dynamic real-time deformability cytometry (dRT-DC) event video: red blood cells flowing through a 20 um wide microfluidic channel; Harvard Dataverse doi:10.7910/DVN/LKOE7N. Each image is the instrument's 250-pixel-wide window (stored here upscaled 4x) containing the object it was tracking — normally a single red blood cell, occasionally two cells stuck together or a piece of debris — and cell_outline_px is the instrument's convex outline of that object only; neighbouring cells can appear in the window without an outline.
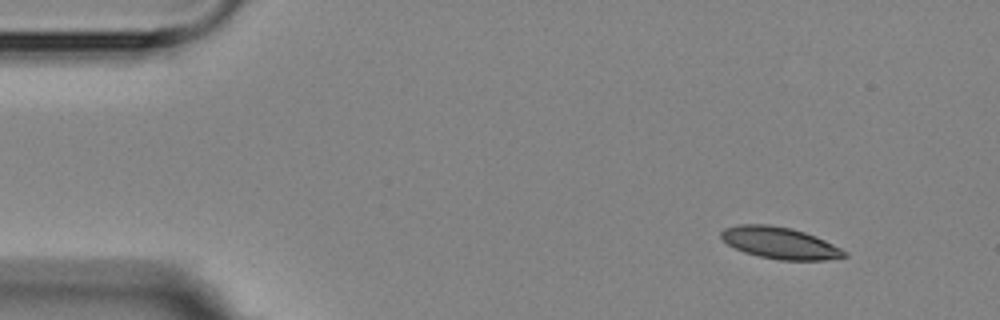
{"species": "Egyptian fruit bat (a non-hibernating species)", "species_latin": "Rousettus aegyptiacus", "temperature_condition": "room temperature", "stored_images_in_passage": 4, "camera_frame_rate_fps": 3000, "um_per_image_px": 0.085, "animal": {"sex": "female"}, "frame": {"image": 1, "passage_image": 1, "time_ms": 0.0, "image_size_px": [1000, 320], "cell_outline_px": [[848, 256], [824, 260], [780, 260], [760, 256], [744, 252], [728, 244], [720, 236], [720, 232], [724, 228], [740, 224], [768, 224], [792, 228], [816, 236], [848, 252]], "centroid_in_image_um": [66.29, 20.64], "position_along_channel_um": 18.7, "area_um2": 22.66}}